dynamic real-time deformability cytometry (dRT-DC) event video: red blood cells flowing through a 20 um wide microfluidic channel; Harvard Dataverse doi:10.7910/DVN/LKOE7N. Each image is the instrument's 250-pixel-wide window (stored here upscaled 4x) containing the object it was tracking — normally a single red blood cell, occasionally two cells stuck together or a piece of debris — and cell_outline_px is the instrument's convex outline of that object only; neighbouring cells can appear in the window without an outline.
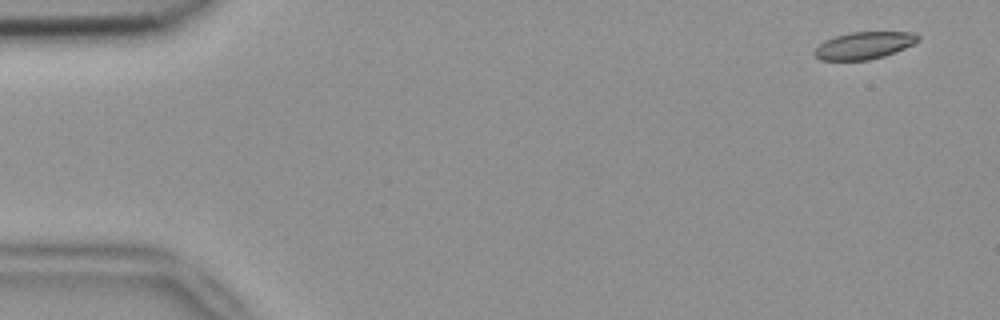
{"species": "common noctule bat (a hibernating species)", "species_latin": "Nyctalus noctula", "temperature_condition": "room temperature", "stored_images_in_passage": 5, "camera_frame_rate_fps": 3000, "um_per_image_px": 0.085, "animal": {"sex": "female", "body_mass_g": 18.4}, "frame": {"image": 1, "passage_image": 1, "time_ms": 0.0, "image_size_px": [1000, 320], "cell_outline_px": [[920, 40], [896, 52], [884, 56], [868, 60], [820, 60], [812, 52], [824, 40], [836, 36], [852, 32], [912, 32], [920, 36]], "centroid_in_image_um": [73.44, 3.86], "position_along_channel_um": 11.6, "area_um2": 16.36}}
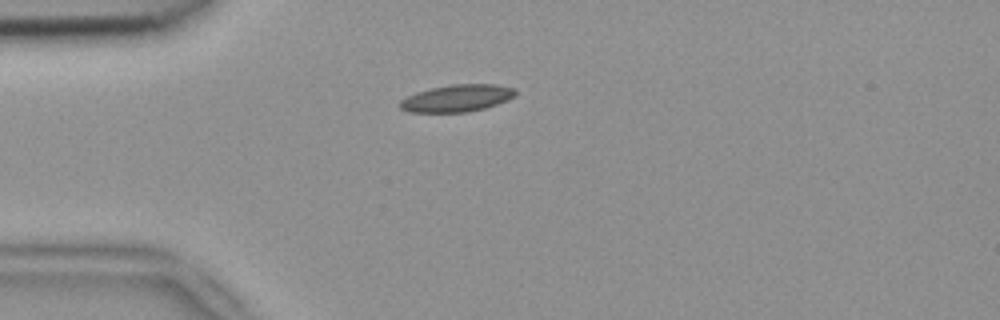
{"frame": {"image": 2, "passage_image": 4, "time_ms": 1.0, "image_size_px": [1000, 320], "cell_outline_px": [[516, 96], [508, 100], [484, 108], [468, 112], [408, 112], [400, 108], [400, 100], [416, 92], [432, 88], [452, 84], [496, 84], [516, 88]], "centroid_in_image_um": [38.87, 8.34], "position_along_channel_um": 46.1, "area_um2": 18.26}}